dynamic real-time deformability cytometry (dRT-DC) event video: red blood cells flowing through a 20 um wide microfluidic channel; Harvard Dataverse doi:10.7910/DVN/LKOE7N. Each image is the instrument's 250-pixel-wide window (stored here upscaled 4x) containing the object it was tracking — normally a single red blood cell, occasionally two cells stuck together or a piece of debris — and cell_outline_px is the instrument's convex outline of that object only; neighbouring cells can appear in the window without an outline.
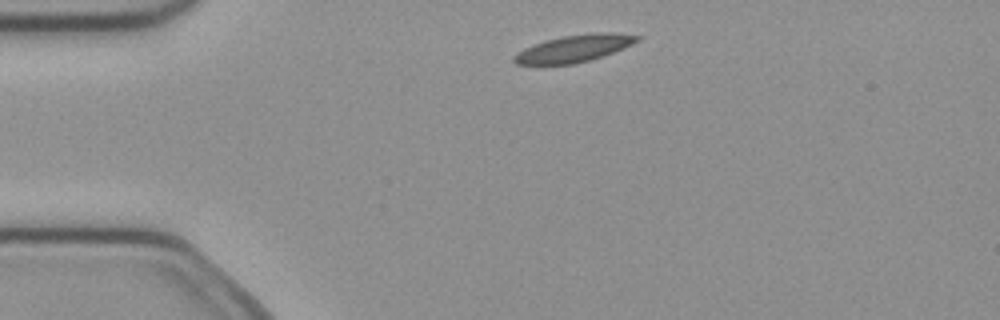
{"species": "common noctule bat (a hibernating species)", "species_latin": "Nyctalus noctula", "temperature_condition": "cold", "stored_images_in_passage": 2, "camera_frame_rate_fps": 3000, "um_per_image_px": 0.085, "animal": {"sex": "female", "body_mass_g": 21.9}, "frame": {"image": 1, "passage_image": 1, "time_ms": 0.0, "image_size_px": [1000, 320], "cell_outline_px": [[644, 36], [640, 40], [624, 48], [604, 56], [572, 64], [516, 64], [512, 60], [512, 56], [524, 48], [548, 40], [564, 36], [596, 32], [616, 32]], "centroid_in_image_um": [48.87, 4.11], "position_along_channel_um": 36.1, "area_um2": 19.36}}